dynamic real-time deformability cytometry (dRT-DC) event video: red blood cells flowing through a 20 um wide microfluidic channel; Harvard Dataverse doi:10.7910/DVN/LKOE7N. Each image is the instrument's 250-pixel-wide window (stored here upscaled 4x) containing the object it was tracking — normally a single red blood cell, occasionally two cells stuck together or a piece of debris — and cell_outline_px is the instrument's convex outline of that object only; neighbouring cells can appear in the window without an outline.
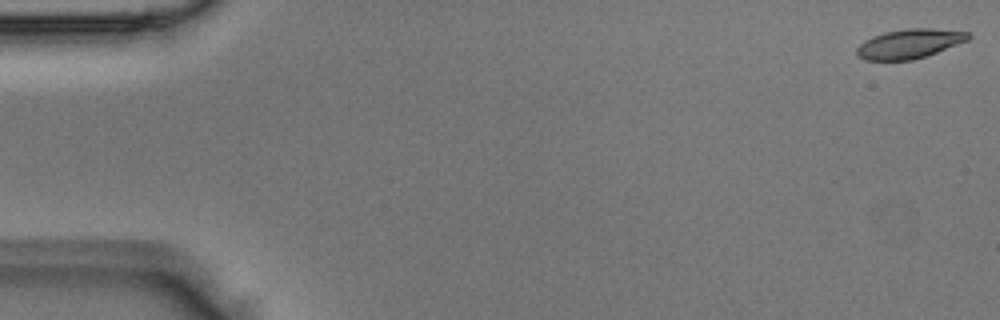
{"species": "Egyptian fruit bat (a non-hibernating species)", "species_latin": "Rousettus aegyptiacus", "temperature_condition": "room temperature", "stored_images_in_passage": 50, "camera_frame_rate_fps": 3000, "um_per_image_px": 0.085, "animal": {"sex": "male"}, "frame": {"image": 1, "passage_image": 1, "time_ms": 0.0, "image_size_px": [1000, 320], "cell_outline_px": [[972, 36], [968, 40], [936, 52], [912, 60], [864, 60], [856, 56], [856, 48], [864, 40], [872, 36], [884, 32], [904, 28], [932, 28], [968, 32]], "centroid_in_image_um": [77.25, 3.71], "position_along_channel_um": 7.7, "area_um2": 19.13}}
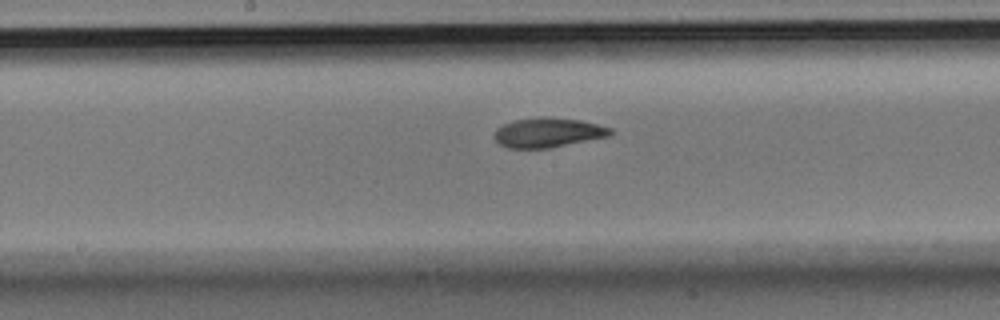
{"frame": {"image": 2, "passage_image": 26, "time_ms": 8.333, "image_size_px": [1000, 320], "cell_outline_px": [[616, 132], [612, 136], [548, 148], [508, 148], [500, 144], [492, 136], [496, 128], [512, 120], [540, 116], [548, 116], [580, 120], [612, 128]], "centroid_in_image_um": [46.6, 11.25], "position_along_channel_um": 201.6, "area_um2": 20.4}}
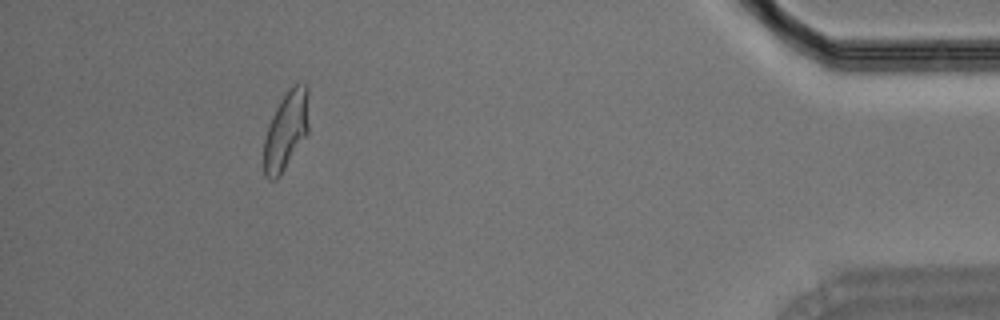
{"frame": {"image": 3, "passage_image": 46, "time_ms": 15.0, "image_size_px": [1000, 320], "cell_outline_px": [[308, 132], [280, 176], [276, 180], [268, 180], [264, 176], [264, 140], [268, 124], [284, 92], [296, 84], [308, 84]], "centroid_in_image_um": [24.3, 11.1], "position_along_channel_um": 410.9, "area_um2": 20.63}}